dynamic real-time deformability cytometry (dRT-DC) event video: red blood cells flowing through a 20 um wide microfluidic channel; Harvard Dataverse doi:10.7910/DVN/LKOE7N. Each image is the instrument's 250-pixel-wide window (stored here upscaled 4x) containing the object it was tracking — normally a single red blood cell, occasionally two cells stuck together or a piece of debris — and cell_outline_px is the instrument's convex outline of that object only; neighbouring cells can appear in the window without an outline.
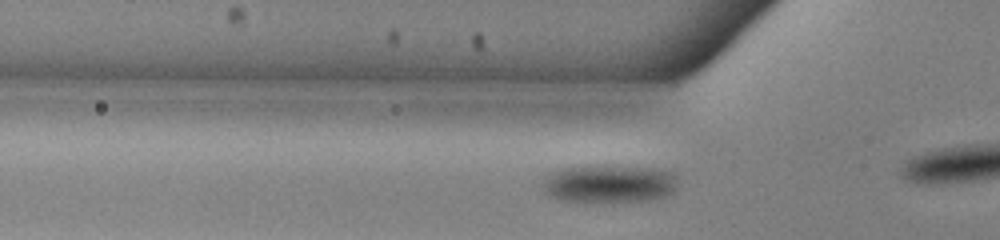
{"species": "common noctule bat (a hibernating species)", "species_latin": "Nyctalus noctula", "temperature_condition": "warm", "stored_images_in_passage": 11, "camera_frame_rate_fps": 3000, "um_per_image_px": 0.085, "animal": {"sex": "male", "body_mass_g": 13.0, "forearm_length_mm": 53.1}, "frame": {"image": 1, "passage_image": 8, "time_ms": 2.333, "image_size_px": [1000, 240], "cell_outline_px": [[680, 172], [676, 188], [672, 192], [664, 196], [648, 200], [584, 204], [560, 200], [548, 196], [544, 192], [544, 180], [548, 172], [560, 168], [576, 164], [616, 164], [656, 168]], "centroid_in_image_um": [51.76, 15.58], "position_along_channel_um": 74.0, "area_um2": 32.14}}